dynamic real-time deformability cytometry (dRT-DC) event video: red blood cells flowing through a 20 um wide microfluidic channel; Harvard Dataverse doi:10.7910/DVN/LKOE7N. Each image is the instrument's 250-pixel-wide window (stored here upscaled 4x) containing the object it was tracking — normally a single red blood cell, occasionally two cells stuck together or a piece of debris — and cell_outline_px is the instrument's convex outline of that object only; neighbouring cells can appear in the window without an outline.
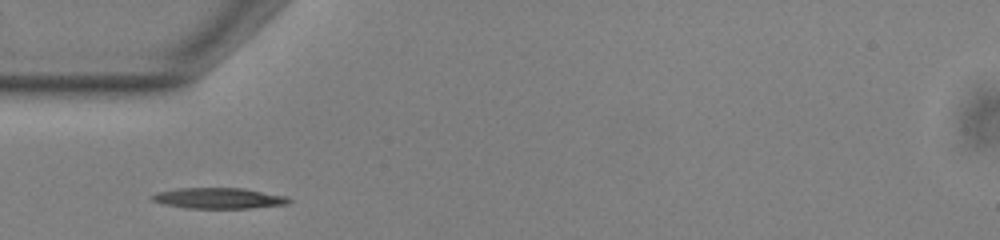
{"species": "common noctule bat (a hibernating species)", "species_latin": "Nyctalus noctula", "temperature_condition": "warm", "stored_images_in_passage": 37, "camera_frame_rate_fps": 3000, "um_per_image_px": 0.085, "animal": {"sex": "male", "body_mass_g": 13.0, "forearm_length_mm": 53.1}, "frame": {"image": 1, "passage_image": 1, "time_ms": 0.0, "image_size_px": [1000, 240], "cell_outline_px": [[292, 200], [288, 204], [252, 208], [184, 208], [164, 204], [152, 200], [148, 196], [156, 192], [180, 188], [244, 188], [284, 196]], "centroid_in_image_um": [18.55, 16.85], "position_along_channel_um": 66.4, "area_um2": 16.59}}
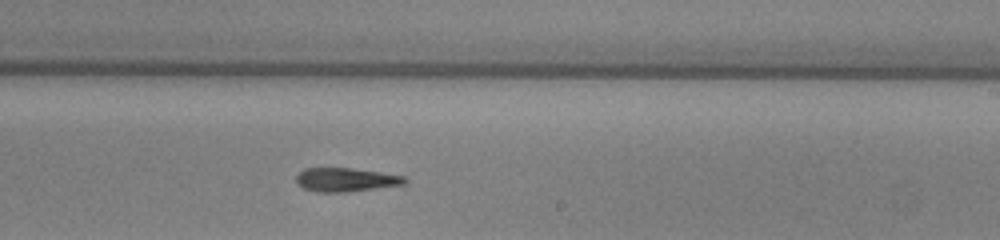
{"frame": {"image": 2, "passage_image": 16, "time_ms": 5.0, "image_size_px": [1000, 240], "cell_outline_px": [[408, 180], [404, 184], [344, 192], [316, 192], [304, 188], [296, 184], [296, 176], [304, 168], [352, 168], [380, 172], [404, 176]], "centroid_in_image_um": [29.35, 15.27], "position_along_channel_um": 259.6, "area_um2": 14.91}}
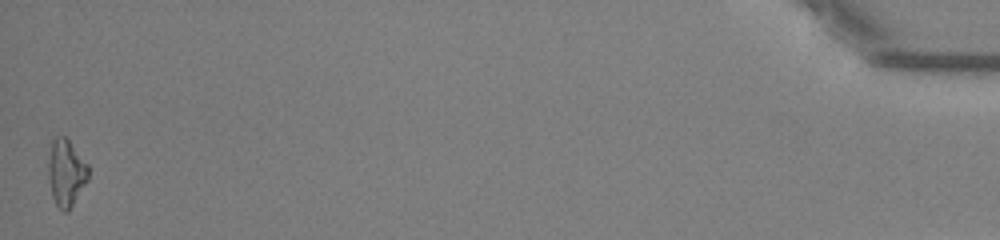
{"frame": {"image": 3, "passage_image": 37, "time_ms": 12.0, "image_size_px": [1000, 240], "cell_outline_px": [[88, 180], [68, 212], [64, 212], [56, 204], [52, 196], [48, 180], [48, 160], [52, 140], [56, 136], [68, 136], [88, 164]], "centroid_in_image_um": [5.62, 14.64], "position_along_channel_um": 429.6, "area_um2": 15.9}, "authors_computed_cell_mechanics": {"area_um2": 15.2014, "velocity_mm_per_s": 3.8749, "shape_relaxation_time_tau1_ms": 7.1828, "shape_relaxation_time_tau2_ms": null, "deformation_change_tau1": 0.1988, "deformation_change_tau2": null}}